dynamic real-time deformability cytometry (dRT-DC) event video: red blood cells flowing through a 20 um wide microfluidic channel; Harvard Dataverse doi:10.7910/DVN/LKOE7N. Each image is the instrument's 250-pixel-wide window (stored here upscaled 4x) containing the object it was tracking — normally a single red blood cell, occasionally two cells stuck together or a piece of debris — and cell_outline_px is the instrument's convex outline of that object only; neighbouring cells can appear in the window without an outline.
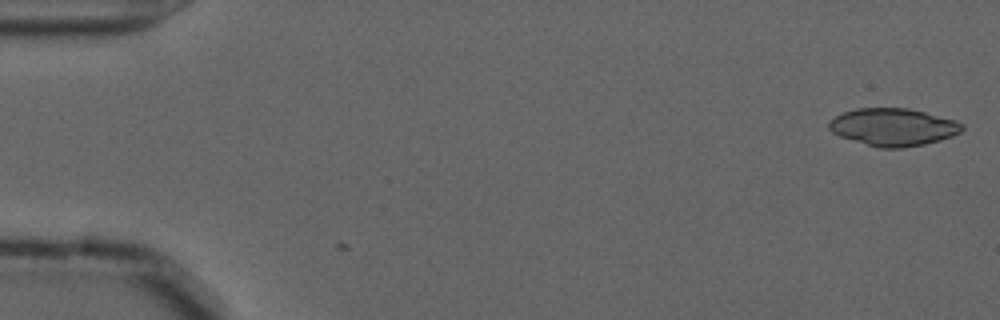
{"species": "common noctule bat (a hibernating species)", "species_latin": "Nyctalus noctula", "temperature_condition": "cold", "stored_images_in_passage": 4, "camera_frame_rate_fps": 3000, "um_per_image_px": 0.085, "animal": {"sex": "male", "forearm_length_mm": 52.5}, "frame": {"image": 1, "passage_image": 4, "time_ms": 1.0, "image_size_px": [1000, 320], "cell_outline_px": [[964, 128], [960, 132], [952, 136], [940, 140], [924, 144], [904, 148], [880, 148], [840, 136], [832, 132], [828, 128], [828, 120], [844, 112], [856, 108], [908, 108], [956, 120], [964, 124]], "centroid_in_image_um": [75.93, 10.8], "position_along_channel_um": 9.1, "area_um2": 29.07}}